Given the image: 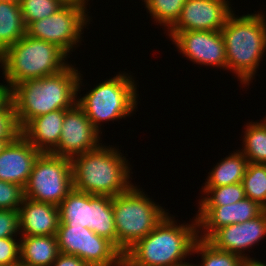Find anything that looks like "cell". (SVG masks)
Masks as SVG:
<instances>
[{
	"mask_svg": "<svg viewBox=\"0 0 266 266\" xmlns=\"http://www.w3.org/2000/svg\"><path fill=\"white\" fill-rule=\"evenodd\" d=\"M119 148L103 146L71 159L73 188L91 195L115 197L128 191L131 183L128 160Z\"/></svg>",
	"mask_w": 266,
	"mask_h": 266,
	"instance_id": "3",
	"label": "cell"
},
{
	"mask_svg": "<svg viewBox=\"0 0 266 266\" xmlns=\"http://www.w3.org/2000/svg\"><path fill=\"white\" fill-rule=\"evenodd\" d=\"M245 129L244 147L239 151L248 162L266 164V121L248 122Z\"/></svg>",
	"mask_w": 266,
	"mask_h": 266,
	"instance_id": "23",
	"label": "cell"
},
{
	"mask_svg": "<svg viewBox=\"0 0 266 266\" xmlns=\"http://www.w3.org/2000/svg\"><path fill=\"white\" fill-rule=\"evenodd\" d=\"M59 208V224L69 227L89 228L116 246L115 219L112 197L91 195L74 188L62 200Z\"/></svg>",
	"mask_w": 266,
	"mask_h": 266,
	"instance_id": "8",
	"label": "cell"
},
{
	"mask_svg": "<svg viewBox=\"0 0 266 266\" xmlns=\"http://www.w3.org/2000/svg\"><path fill=\"white\" fill-rule=\"evenodd\" d=\"M205 197L198 202L199 207H218L234 204L246 198L242 182L221 187H203Z\"/></svg>",
	"mask_w": 266,
	"mask_h": 266,
	"instance_id": "26",
	"label": "cell"
},
{
	"mask_svg": "<svg viewBox=\"0 0 266 266\" xmlns=\"http://www.w3.org/2000/svg\"><path fill=\"white\" fill-rule=\"evenodd\" d=\"M56 236L60 253L75 255L89 266H123V253L89 228L59 224Z\"/></svg>",
	"mask_w": 266,
	"mask_h": 266,
	"instance_id": "11",
	"label": "cell"
},
{
	"mask_svg": "<svg viewBox=\"0 0 266 266\" xmlns=\"http://www.w3.org/2000/svg\"><path fill=\"white\" fill-rule=\"evenodd\" d=\"M65 3H75L79 5H86L89 0H63Z\"/></svg>",
	"mask_w": 266,
	"mask_h": 266,
	"instance_id": "35",
	"label": "cell"
},
{
	"mask_svg": "<svg viewBox=\"0 0 266 266\" xmlns=\"http://www.w3.org/2000/svg\"><path fill=\"white\" fill-rule=\"evenodd\" d=\"M41 154L21 133L0 151V180L26 186Z\"/></svg>",
	"mask_w": 266,
	"mask_h": 266,
	"instance_id": "17",
	"label": "cell"
},
{
	"mask_svg": "<svg viewBox=\"0 0 266 266\" xmlns=\"http://www.w3.org/2000/svg\"><path fill=\"white\" fill-rule=\"evenodd\" d=\"M86 12V5L65 3L51 16L31 22L26 27V34L55 44L69 55L79 46L82 31L90 21L89 12Z\"/></svg>",
	"mask_w": 266,
	"mask_h": 266,
	"instance_id": "10",
	"label": "cell"
},
{
	"mask_svg": "<svg viewBox=\"0 0 266 266\" xmlns=\"http://www.w3.org/2000/svg\"><path fill=\"white\" fill-rule=\"evenodd\" d=\"M242 185L245 196L266 210V164L249 162Z\"/></svg>",
	"mask_w": 266,
	"mask_h": 266,
	"instance_id": "24",
	"label": "cell"
},
{
	"mask_svg": "<svg viewBox=\"0 0 266 266\" xmlns=\"http://www.w3.org/2000/svg\"><path fill=\"white\" fill-rule=\"evenodd\" d=\"M261 13L239 17L234 12L221 29L227 69L235 73L244 87L250 85L266 52V17Z\"/></svg>",
	"mask_w": 266,
	"mask_h": 266,
	"instance_id": "4",
	"label": "cell"
},
{
	"mask_svg": "<svg viewBox=\"0 0 266 266\" xmlns=\"http://www.w3.org/2000/svg\"><path fill=\"white\" fill-rule=\"evenodd\" d=\"M6 84L0 83V111L5 110L12 103V88L8 83Z\"/></svg>",
	"mask_w": 266,
	"mask_h": 266,
	"instance_id": "34",
	"label": "cell"
},
{
	"mask_svg": "<svg viewBox=\"0 0 266 266\" xmlns=\"http://www.w3.org/2000/svg\"><path fill=\"white\" fill-rule=\"evenodd\" d=\"M201 255L198 266H246L247 262L232 252L216 249L207 240L198 238L193 247V253Z\"/></svg>",
	"mask_w": 266,
	"mask_h": 266,
	"instance_id": "25",
	"label": "cell"
},
{
	"mask_svg": "<svg viewBox=\"0 0 266 266\" xmlns=\"http://www.w3.org/2000/svg\"><path fill=\"white\" fill-rule=\"evenodd\" d=\"M4 145H5V143L0 140V151L2 150V148L4 147Z\"/></svg>",
	"mask_w": 266,
	"mask_h": 266,
	"instance_id": "39",
	"label": "cell"
},
{
	"mask_svg": "<svg viewBox=\"0 0 266 266\" xmlns=\"http://www.w3.org/2000/svg\"><path fill=\"white\" fill-rule=\"evenodd\" d=\"M51 266H89L84 260L69 254L59 253Z\"/></svg>",
	"mask_w": 266,
	"mask_h": 266,
	"instance_id": "33",
	"label": "cell"
},
{
	"mask_svg": "<svg viewBox=\"0 0 266 266\" xmlns=\"http://www.w3.org/2000/svg\"><path fill=\"white\" fill-rule=\"evenodd\" d=\"M171 40L178 51L190 61L203 66L227 69L221 31H179Z\"/></svg>",
	"mask_w": 266,
	"mask_h": 266,
	"instance_id": "14",
	"label": "cell"
},
{
	"mask_svg": "<svg viewBox=\"0 0 266 266\" xmlns=\"http://www.w3.org/2000/svg\"><path fill=\"white\" fill-rule=\"evenodd\" d=\"M187 0H145L144 6L154 22L166 26L168 31L179 19L182 8Z\"/></svg>",
	"mask_w": 266,
	"mask_h": 266,
	"instance_id": "27",
	"label": "cell"
},
{
	"mask_svg": "<svg viewBox=\"0 0 266 266\" xmlns=\"http://www.w3.org/2000/svg\"><path fill=\"white\" fill-rule=\"evenodd\" d=\"M72 189L71 159L52 153H41L24 187V196L59 206Z\"/></svg>",
	"mask_w": 266,
	"mask_h": 266,
	"instance_id": "9",
	"label": "cell"
},
{
	"mask_svg": "<svg viewBox=\"0 0 266 266\" xmlns=\"http://www.w3.org/2000/svg\"><path fill=\"white\" fill-rule=\"evenodd\" d=\"M198 208L196 214L198 238L203 240H207L217 229L223 226L244 223L256 218L265 210L257 202L247 197L231 205Z\"/></svg>",
	"mask_w": 266,
	"mask_h": 266,
	"instance_id": "16",
	"label": "cell"
},
{
	"mask_svg": "<svg viewBox=\"0 0 266 266\" xmlns=\"http://www.w3.org/2000/svg\"><path fill=\"white\" fill-rule=\"evenodd\" d=\"M246 266H266V262L264 261V263L259 262V263H247Z\"/></svg>",
	"mask_w": 266,
	"mask_h": 266,
	"instance_id": "37",
	"label": "cell"
},
{
	"mask_svg": "<svg viewBox=\"0 0 266 266\" xmlns=\"http://www.w3.org/2000/svg\"><path fill=\"white\" fill-rule=\"evenodd\" d=\"M266 236V210L259 216L244 223L231 224L217 229L207 241L216 249L239 255L247 263H259L256 259L245 255V251L253 247Z\"/></svg>",
	"mask_w": 266,
	"mask_h": 266,
	"instance_id": "15",
	"label": "cell"
},
{
	"mask_svg": "<svg viewBox=\"0 0 266 266\" xmlns=\"http://www.w3.org/2000/svg\"><path fill=\"white\" fill-rule=\"evenodd\" d=\"M67 58L70 57L55 44L26 34L5 49L0 67L12 88L23 81L60 72L69 65Z\"/></svg>",
	"mask_w": 266,
	"mask_h": 266,
	"instance_id": "5",
	"label": "cell"
},
{
	"mask_svg": "<svg viewBox=\"0 0 266 266\" xmlns=\"http://www.w3.org/2000/svg\"><path fill=\"white\" fill-rule=\"evenodd\" d=\"M247 158L237 149L221 161L208 173L204 187H221L242 182Z\"/></svg>",
	"mask_w": 266,
	"mask_h": 266,
	"instance_id": "21",
	"label": "cell"
},
{
	"mask_svg": "<svg viewBox=\"0 0 266 266\" xmlns=\"http://www.w3.org/2000/svg\"><path fill=\"white\" fill-rule=\"evenodd\" d=\"M21 236H53L59 227V208L27 197L18 209Z\"/></svg>",
	"mask_w": 266,
	"mask_h": 266,
	"instance_id": "18",
	"label": "cell"
},
{
	"mask_svg": "<svg viewBox=\"0 0 266 266\" xmlns=\"http://www.w3.org/2000/svg\"><path fill=\"white\" fill-rule=\"evenodd\" d=\"M5 1L20 2V0H5Z\"/></svg>",
	"mask_w": 266,
	"mask_h": 266,
	"instance_id": "40",
	"label": "cell"
},
{
	"mask_svg": "<svg viewBox=\"0 0 266 266\" xmlns=\"http://www.w3.org/2000/svg\"><path fill=\"white\" fill-rule=\"evenodd\" d=\"M19 4L27 27L31 22L51 16L65 2L63 0H20Z\"/></svg>",
	"mask_w": 266,
	"mask_h": 266,
	"instance_id": "28",
	"label": "cell"
},
{
	"mask_svg": "<svg viewBox=\"0 0 266 266\" xmlns=\"http://www.w3.org/2000/svg\"><path fill=\"white\" fill-rule=\"evenodd\" d=\"M173 266H198V264H193L192 265V263H189V262H181V263H178V264H175V265H173Z\"/></svg>",
	"mask_w": 266,
	"mask_h": 266,
	"instance_id": "36",
	"label": "cell"
},
{
	"mask_svg": "<svg viewBox=\"0 0 266 266\" xmlns=\"http://www.w3.org/2000/svg\"><path fill=\"white\" fill-rule=\"evenodd\" d=\"M65 109H58L50 113L31 119L20 133L41 153H51L59 143Z\"/></svg>",
	"mask_w": 266,
	"mask_h": 266,
	"instance_id": "19",
	"label": "cell"
},
{
	"mask_svg": "<svg viewBox=\"0 0 266 266\" xmlns=\"http://www.w3.org/2000/svg\"><path fill=\"white\" fill-rule=\"evenodd\" d=\"M167 216L143 239L123 254V266H173L193 255L198 239L196 217L192 224H178Z\"/></svg>",
	"mask_w": 266,
	"mask_h": 266,
	"instance_id": "2",
	"label": "cell"
},
{
	"mask_svg": "<svg viewBox=\"0 0 266 266\" xmlns=\"http://www.w3.org/2000/svg\"><path fill=\"white\" fill-rule=\"evenodd\" d=\"M5 49L0 45V60L3 58Z\"/></svg>",
	"mask_w": 266,
	"mask_h": 266,
	"instance_id": "38",
	"label": "cell"
},
{
	"mask_svg": "<svg viewBox=\"0 0 266 266\" xmlns=\"http://www.w3.org/2000/svg\"><path fill=\"white\" fill-rule=\"evenodd\" d=\"M229 0H187L179 19L168 30L172 39L179 31H221L234 12Z\"/></svg>",
	"mask_w": 266,
	"mask_h": 266,
	"instance_id": "12",
	"label": "cell"
},
{
	"mask_svg": "<svg viewBox=\"0 0 266 266\" xmlns=\"http://www.w3.org/2000/svg\"><path fill=\"white\" fill-rule=\"evenodd\" d=\"M24 188L14 183L0 180V209L17 210L24 200Z\"/></svg>",
	"mask_w": 266,
	"mask_h": 266,
	"instance_id": "29",
	"label": "cell"
},
{
	"mask_svg": "<svg viewBox=\"0 0 266 266\" xmlns=\"http://www.w3.org/2000/svg\"><path fill=\"white\" fill-rule=\"evenodd\" d=\"M112 208L116 247L123 254L146 237L168 214V210L157 205L135 185L128 191L112 197Z\"/></svg>",
	"mask_w": 266,
	"mask_h": 266,
	"instance_id": "6",
	"label": "cell"
},
{
	"mask_svg": "<svg viewBox=\"0 0 266 266\" xmlns=\"http://www.w3.org/2000/svg\"><path fill=\"white\" fill-rule=\"evenodd\" d=\"M20 264V238H0V265L17 266Z\"/></svg>",
	"mask_w": 266,
	"mask_h": 266,
	"instance_id": "31",
	"label": "cell"
},
{
	"mask_svg": "<svg viewBox=\"0 0 266 266\" xmlns=\"http://www.w3.org/2000/svg\"><path fill=\"white\" fill-rule=\"evenodd\" d=\"M57 236H20V264L51 266L59 254Z\"/></svg>",
	"mask_w": 266,
	"mask_h": 266,
	"instance_id": "20",
	"label": "cell"
},
{
	"mask_svg": "<svg viewBox=\"0 0 266 266\" xmlns=\"http://www.w3.org/2000/svg\"><path fill=\"white\" fill-rule=\"evenodd\" d=\"M19 230L18 211L0 209V238H17Z\"/></svg>",
	"mask_w": 266,
	"mask_h": 266,
	"instance_id": "32",
	"label": "cell"
},
{
	"mask_svg": "<svg viewBox=\"0 0 266 266\" xmlns=\"http://www.w3.org/2000/svg\"><path fill=\"white\" fill-rule=\"evenodd\" d=\"M26 35L19 2L0 0V45L6 49Z\"/></svg>",
	"mask_w": 266,
	"mask_h": 266,
	"instance_id": "22",
	"label": "cell"
},
{
	"mask_svg": "<svg viewBox=\"0 0 266 266\" xmlns=\"http://www.w3.org/2000/svg\"><path fill=\"white\" fill-rule=\"evenodd\" d=\"M20 134L15 109L11 103L5 110L0 111V140L5 144L14 140Z\"/></svg>",
	"mask_w": 266,
	"mask_h": 266,
	"instance_id": "30",
	"label": "cell"
},
{
	"mask_svg": "<svg viewBox=\"0 0 266 266\" xmlns=\"http://www.w3.org/2000/svg\"><path fill=\"white\" fill-rule=\"evenodd\" d=\"M81 73L71 64L58 73L23 81L12 87V103L20 130L40 115L69 109L80 94Z\"/></svg>",
	"mask_w": 266,
	"mask_h": 266,
	"instance_id": "1",
	"label": "cell"
},
{
	"mask_svg": "<svg viewBox=\"0 0 266 266\" xmlns=\"http://www.w3.org/2000/svg\"><path fill=\"white\" fill-rule=\"evenodd\" d=\"M101 134L93 127L82 108L75 103L65 109V117L58 146L53 155L72 159L73 157L97 148Z\"/></svg>",
	"mask_w": 266,
	"mask_h": 266,
	"instance_id": "13",
	"label": "cell"
},
{
	"mask_svg": "<svg viewBox=\"0 0 266 266\" xmlns=\"http://www.w3.org/2000/svg\"><path fill=\"white\" fill-rule=\"evenodd\" d=\"M132 75L119 72L80 95L76 103L82 108L93 127L102 134L101 122L126 118L137 108L138 94Z\"/></svg>",
	"mask_w": 266,
	"mask_h": 266,
	"instance_id": "7",
	"label": "cell"
}]
</instances>
